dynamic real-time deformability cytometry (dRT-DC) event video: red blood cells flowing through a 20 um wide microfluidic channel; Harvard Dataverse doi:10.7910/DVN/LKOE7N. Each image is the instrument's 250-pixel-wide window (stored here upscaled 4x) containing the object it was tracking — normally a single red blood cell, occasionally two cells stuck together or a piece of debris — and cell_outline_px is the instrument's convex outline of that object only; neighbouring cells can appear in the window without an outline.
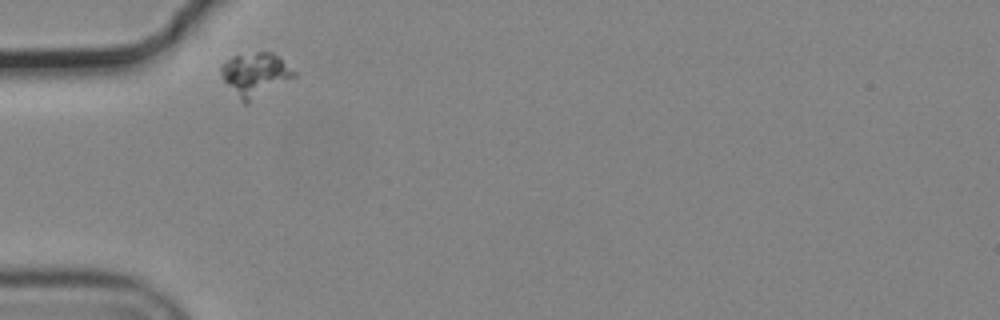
{"species": "common noctule bat (a hibernating species)", "species_latin": "Nyctalus noctula", "temperature_condition": "cold", "stored_images_in_passage": 2, "camera_frame_rate_fps": 3000, "um_per_image_px": 0.085, "animal": {"sex": "male", "body_mass_g": 19.2, "forearm_length_mm": 51.8}, "frame": {"image": 1, "passage_image": 1, "time_ms": 0.0, "image_size_px": [1000, 320], "cell_outline_px": [[296, 76], [248, 104], [244, 104], [240, 100], [220, 76], [220, 68], [232, 56], [256, 52], [272, 52], [296, 72]], "centroid_in_image_um": [21.69, 6.35], "position_along_channel_um": 63.3, "area_um2": 18.38}}
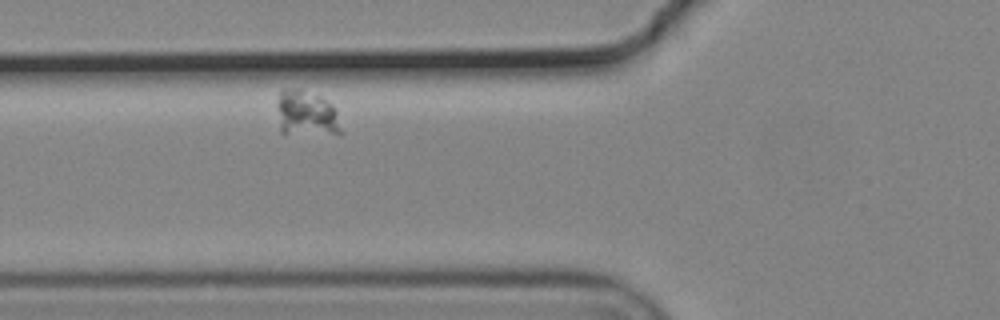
{"frame": {"image": 2, "passage_image": 2, "time_ms": 0.333, "image_size_px": [1000, 320], "cell_outline_px": [[344, 132], [340, 136], [280, 132], [276, 104], [280, 92], [284, 88], [300, 88], [320, 96], [332, 104], [336, 112]], "centroid_in_image_um": [26.07, 9.67], "position_along_channel_um": 99.7, "area_um2": 17.63}}